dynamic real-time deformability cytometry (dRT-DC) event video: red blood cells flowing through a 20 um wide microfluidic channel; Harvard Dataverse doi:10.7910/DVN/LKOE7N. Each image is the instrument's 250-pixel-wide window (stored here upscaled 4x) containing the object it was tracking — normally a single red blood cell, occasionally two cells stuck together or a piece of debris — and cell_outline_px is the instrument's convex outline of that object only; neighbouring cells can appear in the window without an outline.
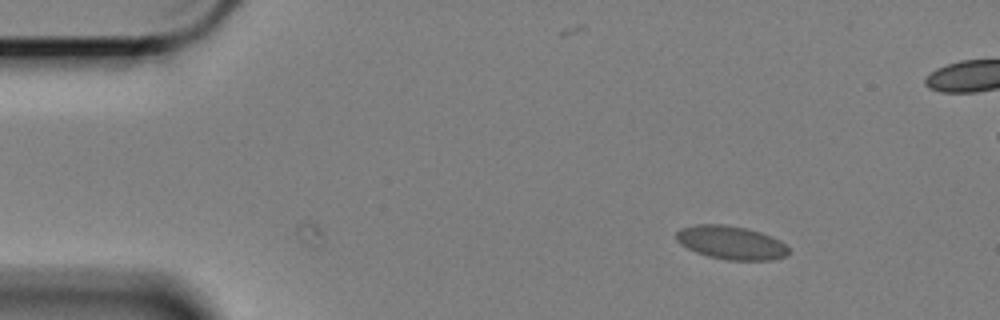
{"species": "Egyptian fruit bat (a non-hibernating species)", "species_latin": "Rousettus aegyptiacus", "temperature_condition": "cold", "stored_images_in_passage": 6, "camera_frame_rate_fps": 3000, "um_per_image_px": 0.085, "animal": {"sex": "female"}, "frame": {"image": 1, "passage_image": 6, "time_ms": 1.667, "image_size_px": [1000, 320], "cell_outline_px": [[788, 256], [772, 260], [728, 260], [708, 256], [696, 252], [680, 244], [676, 240], [676, 232], [680, 228], [696, 224], [724, 224], [744, 228], [760, 232], [772, 236], [780, 240], [788, 248]], "centroid_in_image_um": [62.13, 20.62], "position_along_channel_um": 22.9, "area_um2": 21.96}}